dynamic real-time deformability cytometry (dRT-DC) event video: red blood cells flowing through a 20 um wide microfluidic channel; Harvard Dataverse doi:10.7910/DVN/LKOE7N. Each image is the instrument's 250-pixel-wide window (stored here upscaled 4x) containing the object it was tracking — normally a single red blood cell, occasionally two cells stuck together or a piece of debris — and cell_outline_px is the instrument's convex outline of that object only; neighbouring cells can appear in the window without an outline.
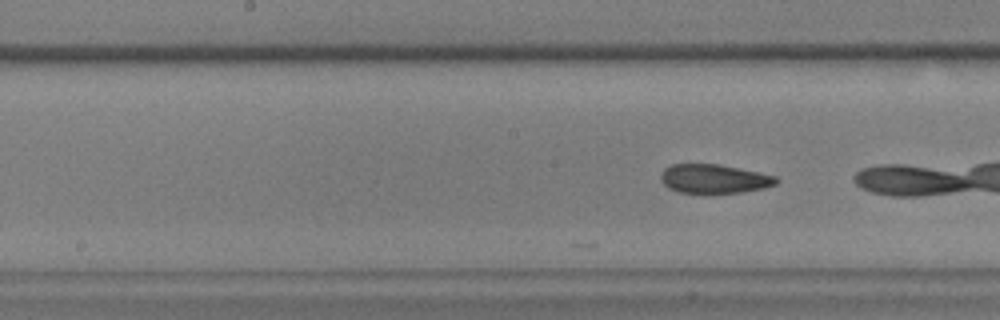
{"species": "common noctule bat (a hibernating species)", "species_latin": "Nyctalus noctula", "temperature_condition": "warm", "stored_images_in_passage": 14, "camera_frame_rate_fps": 3000, "um_per_image_px": 0.085, "animal": {"sex": "male", "body_mass_g": 17.9, "forearm_length_mm": 54.2}, "frame": {"image": 1, "passage_image": 14, "time_ms": 4.333, "image_size_px": [1000, 320], "cell_outline_px": [[780, 180], [776, 184], [764, 188], [740, 192], [712, 196], [680, 192], [668, 188], [660, 180], [660, 172], [664, 168], [672, 164], [716, 164], [776, 176]], "centroid_in_image_um": [60.65, 15.24], "position_along_channel_um": 187.6, "area_um2": 20.06}}